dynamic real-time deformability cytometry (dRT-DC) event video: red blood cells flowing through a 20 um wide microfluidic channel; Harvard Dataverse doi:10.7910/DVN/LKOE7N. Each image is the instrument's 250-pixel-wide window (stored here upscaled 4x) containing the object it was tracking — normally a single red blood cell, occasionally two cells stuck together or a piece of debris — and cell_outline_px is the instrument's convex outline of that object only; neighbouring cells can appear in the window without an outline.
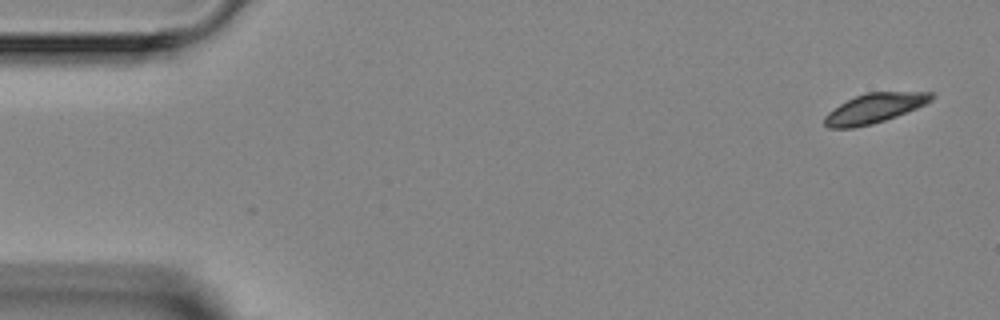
{"species": "Egyptian fruit bat (a non-hibernating species)", "species_latin": "Rousettus aegyptiacus", "temperature_condition": "room temperature", "stored_images_in_passage": 2, "camera_frame_rate_fps": 3000, "um_per_image_px": 0.085, "animal": {"sex": "female"}, "frame": {"image": 1, "passage_image": 2, "time_ms": 2.0, "image_size_px": [1000, 320], "cell_outline_px": [[936, 96], [932, 100], [916, 108], [896, 116], [872, 124], [852, 128], [828, 128], [824, 124], [824, 116], [828, 112], [840, 104], [856, 96], [868, 92], [932, 92]], "centroid_in_image_um": [74.32, 9.2], "position_along_channel_um": 10.7, "area_um2": 18.26}}